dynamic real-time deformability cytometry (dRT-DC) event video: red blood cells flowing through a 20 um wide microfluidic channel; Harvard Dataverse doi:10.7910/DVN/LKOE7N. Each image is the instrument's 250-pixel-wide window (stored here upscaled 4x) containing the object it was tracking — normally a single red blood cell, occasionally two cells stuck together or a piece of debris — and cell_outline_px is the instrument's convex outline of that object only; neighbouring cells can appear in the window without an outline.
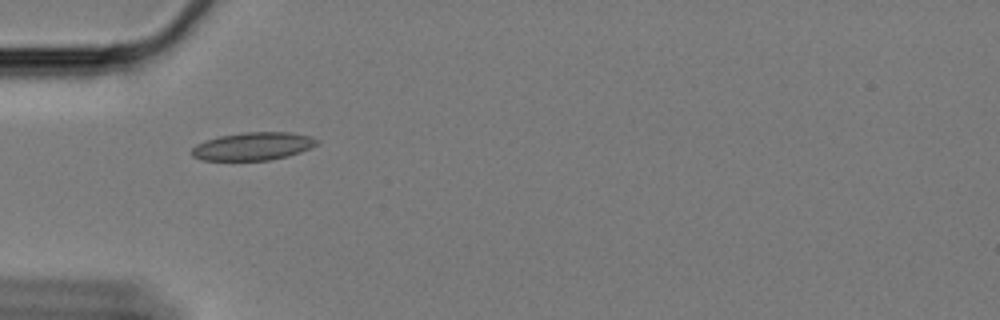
{"species": "Egyptian fruit bat (a non-hibernating species)", "species_latin": "Rousettus aegyptiacus", "temperature_condition": "cold", "stored_images_in_passage": 42, "camera_frame_rate_fps": 3000, "um_per_image_px": 0.085, "animal": {"sex": "female"}, "frame": {"image": 1, "passage_image": 1, "time_ms": 0.0, "image_size_px": [1000, 320], "cell_outline_px": [[320, 144], [300, 152], [288, 156], [268, 160], [200, 160], [192, 156], [192, 148], [196, 144], [204, 140], [220, 136], [244, 132], [288, 132], [312, 136], [320, 140]], "centroid_in_image_um": [21.53, 12.43], "position_along_channel_um": 63.5, "area_um2": 20.52}}
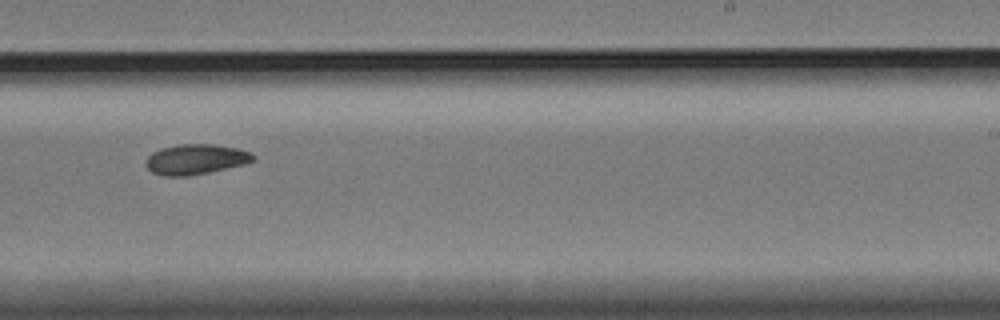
{"frame": {"image": 2, "passage_image": 20, "time_ms": 6.333, "image_size_px": [1000, 320], "cell_outline_px": [[256, 156], [252, 160], [244, 164], [208, 172], [188, 176], [164, 176], [152, 172], [144, 164], [148, 156], [152, 152], [160, 148], [176, 144], [216, 144], [236, 148], [248, 152]], "centroid_in_image_um": [16.58, 13.53], "position_along_channel_um": 272.4, "area_um2": 18.84}}
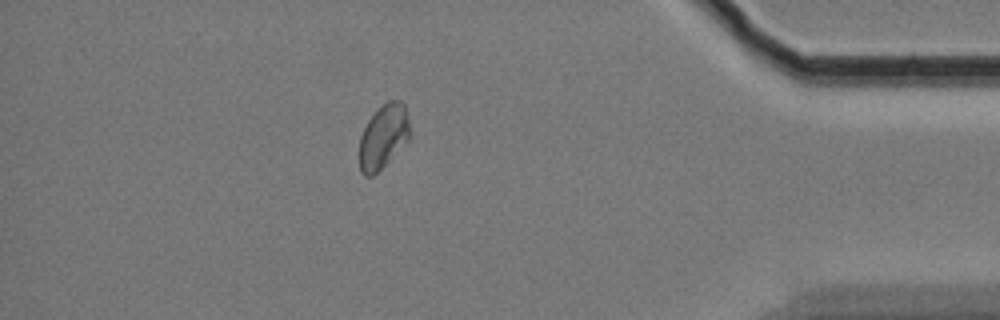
{"frame": {"image": 3, "passage_image": 35, "time_ms": 11.333, "image_size_px": [1000, 320], "cell_outline_px": [[412, 132], [408, 140], [372, 176], [364, 176], [360, 172], [360, 136], [368, 120], [388, 100], [400, 100], [404, 104]], "centroid_in_image_um": [32.6, 11.59], "position_along_channel_um": 402.6, "area_um2": 18.5}, "authors_computed_cell_mechanics": {"area_um2": 18.785, "velocity_mm_per_s": 3.3241, "shape_relaxation_time_tau1_ms": null, "shape_relaxation_time_tau2_ms": 3.4528, "deformation_change_tau1": null, "deformation_change_tau2": 0.0593}}